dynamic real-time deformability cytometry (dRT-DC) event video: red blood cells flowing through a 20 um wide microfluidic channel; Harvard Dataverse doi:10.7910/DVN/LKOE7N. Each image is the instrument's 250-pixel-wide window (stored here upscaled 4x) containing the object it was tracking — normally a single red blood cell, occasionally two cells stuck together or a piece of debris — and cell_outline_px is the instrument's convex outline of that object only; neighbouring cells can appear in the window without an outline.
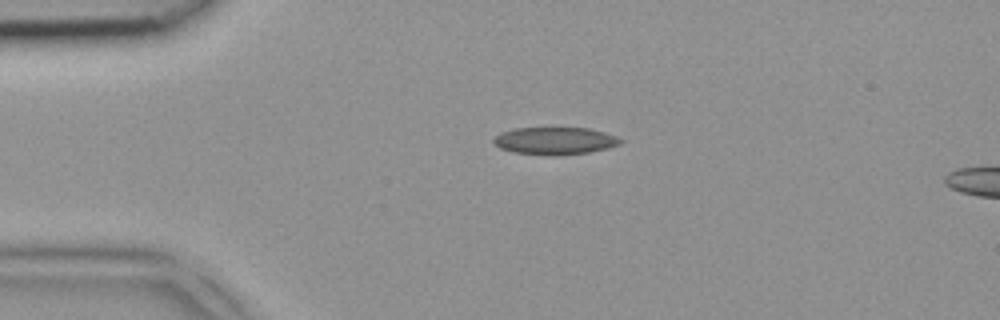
{"species": "common noctule bat (a hibernating species)", "species_latin": "Nyctalus noctula", "temperature_condition": "room temperature", "stored_images_in_passage": 4, "segment_of_instrument_passage": [1, 2], "camera_frame_rate_fps": 3000, "um_per_image_px": 0.085, "animal": {"sex": "female", "body_mass_g": 18.4}, "frame": {"image": 1, "passage_image": 2, "time_ms": 0.333, "image_size_px": [1000, 320], "cell_outline_px": [[624, 140], [620, 144], [608, 148], [588, 152], [556, 156], [552, 156], [512, 152], [500, 148], [492, 140], [500, 132], [512, 128], [588, 128], [604, 132], [616, 136]], "centroid_in_image_um": [47.16, 11.97], "position_along_channel_um": 37.8, "area_um2": 20.35}}